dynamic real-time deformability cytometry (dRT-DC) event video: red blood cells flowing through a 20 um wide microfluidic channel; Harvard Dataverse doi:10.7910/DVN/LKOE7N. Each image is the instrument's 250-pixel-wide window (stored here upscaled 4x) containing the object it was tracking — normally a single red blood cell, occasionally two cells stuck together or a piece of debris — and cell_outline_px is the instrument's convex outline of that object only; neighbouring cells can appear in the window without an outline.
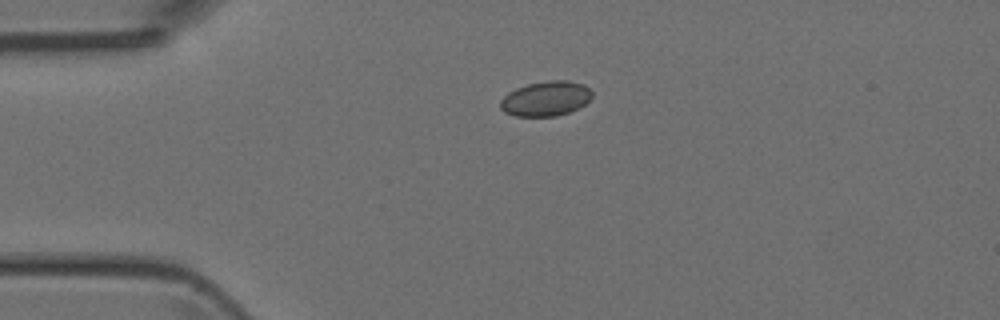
{"species": "Egyptian fruit bat (a non-hibernating species)", "species_latin": "Rousettus aegyptiacus", "temperature_condition": "room temperature", "stored_images_in_passage": 32, "camera_frame_rate_fps": 3000, "um_per_image_px": 0.085, "animal": {"sex": "female"}, "frame": {"image": 1, "passage_image": 1, "time_ms": 0.0, "image_size_px": [1000, 320], "cell_outline_px": [[592, 96], [580, 108], [556, 116], [516, 116], [504, 112], [500, 108], [500, 100], [508, 92], [516, 88], [528, 84], [548, 80], [568, 80], [584, 84], [592, 92]], "centroid_in_image_um": [46.38, 8.38], "position_along_channel_um": 38.6, "area_um2": 18.67}}
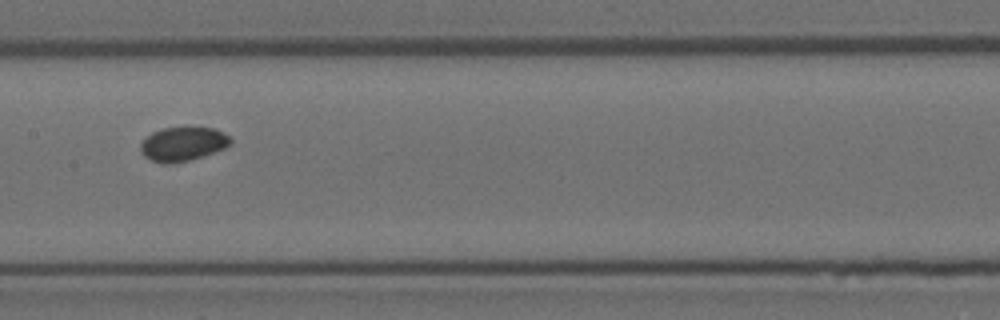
{"frame": {"image": 2, "passage_image": 14, "time_ms": 4.333, "image_size_px": [1000, 320], "cell_outline_px": [[232, 140], [224, 148], [188, 160], [168, 164], [152, 160], [144, 156], [140, 152], [140, 144], [152, 132], [164, 128], [184, 124], [216, 128], [224, 132]], "centroid_in_image_um": [15.54, 12.17], "position_along_channel_um": 191.9, "area_um2": 18.15}}
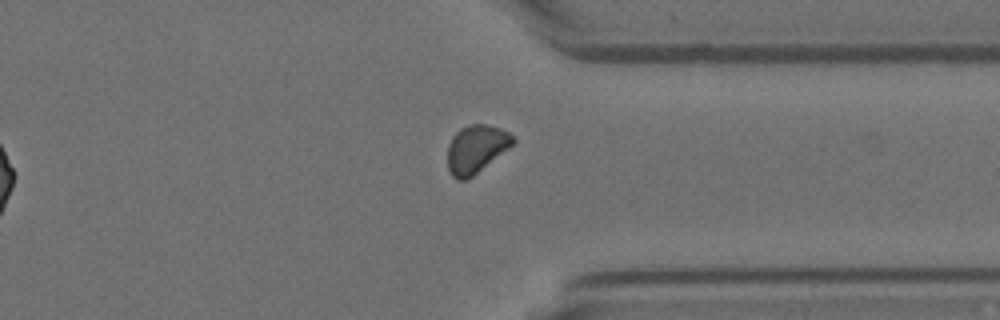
{"frame": {"image": 3, "passage_image": 27, "time_ms": 8.667, "image_size_px": [1000, 320], "cell_outline_px": [[516, 140], [508, 148], [472, 176], [464, 180], [456, 180], [452, 176], [448, 168], [448, 144], [452, 136], [460, 128], [468, 124], [484, 124], [500, 128], [508, 132]], "centroid_in_image_um": [40.43, 12.65], "position_along_channel_um": 371.0, "area_um2": 18.03}}